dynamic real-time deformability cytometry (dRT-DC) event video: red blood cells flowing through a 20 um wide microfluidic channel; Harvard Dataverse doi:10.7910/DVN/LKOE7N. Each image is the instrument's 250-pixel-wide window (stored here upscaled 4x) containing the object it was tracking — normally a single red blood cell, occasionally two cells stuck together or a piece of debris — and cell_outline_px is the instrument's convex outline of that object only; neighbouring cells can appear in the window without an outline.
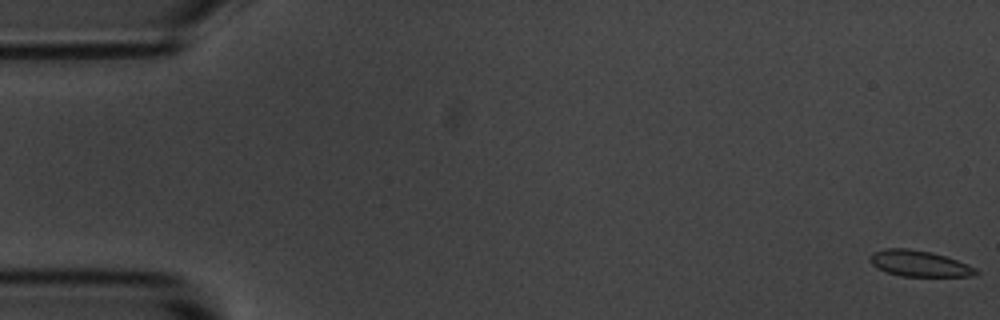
{"species": "common noctule bat (a hibernating species)", "species_latin": "Nyctalus noctula", "temperature_condition": "room temperature", "stored_images_in_passage": 14, "camera_frame_rate_fps": 3000, "um_per_image_px": 0.085, "animal": {"sex": "male", "body_mass_g": 20.1, "forearm_length_mm": 53.5}, "frame": {"image": 1, "passage_image": 1, "time_ms": 0.0, "image_size_px": [1000, 320], "cell_outline_px": [[980, 272], [972, 276], [900, 276], [876, 268], [868, 260], [872, 252], [884, 248], [908, 248], [932, 252], [956, 260], [976, 268]], "centroid_in_image_um": [78.09, 22.39], "position_along_channel_um": 6.9, "area_um2": 16.07}}